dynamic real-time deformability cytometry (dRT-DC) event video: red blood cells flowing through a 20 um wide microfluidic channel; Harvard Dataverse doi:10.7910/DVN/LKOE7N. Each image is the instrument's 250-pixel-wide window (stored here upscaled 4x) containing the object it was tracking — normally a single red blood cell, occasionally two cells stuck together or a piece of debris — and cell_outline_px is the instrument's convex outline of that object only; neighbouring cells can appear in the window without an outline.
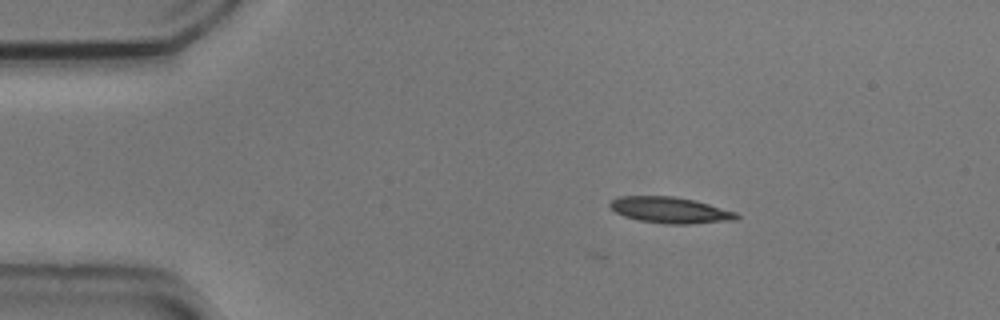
{"species": "common noctule bat (a hibernating species)", "species_latin": "Nyctalus noctula", "temperature_condition": "cold", "stored_images_in_passage": 4, "camera_frame_rate_fps": 3000, "um_per_image_px": 0.085, "animal": {"sex": "male", "body_mass_g": 20.5, "forearm_length_mm": 52.5}, "frame": {"image": 1, "passage_image": 1, "time_ms": 0.0, "image_size_px": [1000, 320], "cell_outline_px": [[740, 216], [736, 220], [688, 224], [664, 224], [640, 220], [624, 216], [616, 212], [608, 204], [608, 200], [620, 196], [672, 196], [692, 200], [708, 204], [736, 212]], "centroid_in_image_um": [56.94, 17.86], "position_along_channel_um": 28.1, "area_um2": 19.19}}